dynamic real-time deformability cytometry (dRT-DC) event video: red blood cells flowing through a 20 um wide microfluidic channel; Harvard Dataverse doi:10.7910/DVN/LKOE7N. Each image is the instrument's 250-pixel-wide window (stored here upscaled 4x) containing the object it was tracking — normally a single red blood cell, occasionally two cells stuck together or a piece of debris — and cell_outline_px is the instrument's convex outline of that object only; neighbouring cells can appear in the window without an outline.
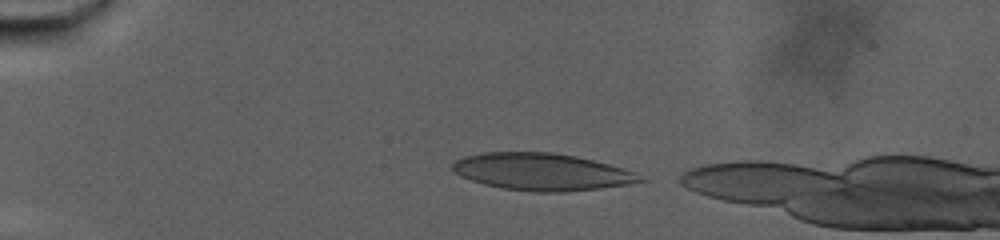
{"species": "human", "species_latin": "Homo sapiens", "temperature_condition": "warm", "stored_images_in_passage": 57, "camera_frame_rate_fps": 3000, "um_per_image_px": 0.085, "donor": {"sex": "male"}, "frame": {"image": 1, "passage_image": 3, "time_ms": 0.667, "image_size_px": [1000, 240], "cell_outline_px": [[648, 180], [628, 184], [600, 188], [564, 192], [536, 192], [504, 188], [484, 184], [460, 176], [452, 168], [452, 164], [456, 160], [464, 156], [484, 152], [548, 152], [576, 156], [624, 168]], "centroid_in_image_um": [46.04, 14.6], "position_along_channel_um": 39.0, "area_um2": 40.29}}
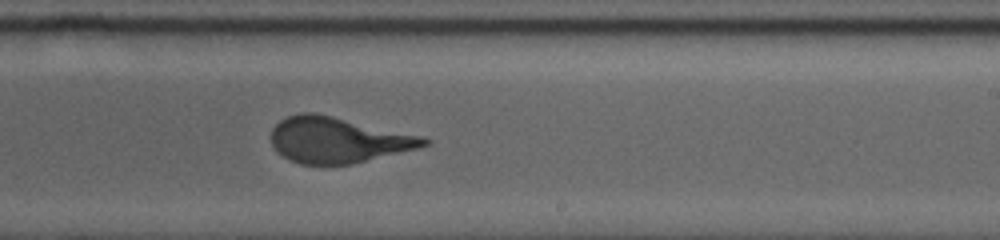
{"frame": {"image": 2, "passage_image": 34, "time_ms": 11.0, "image_size_px": [1000, 240], "cell_outline_px": [[432, 144], [352, 164], [300, 164], [288, 160], [276, 152], [272, 144], [272, 128], [280, 120], [288, 116], [300, 112], [312, 112], [332, 116], [420, 136], [432, 140]], "centroid_in_image_um": [28.67, 11.9], "position_along_channel_um": 260.3, "area_um2": 40.34}}
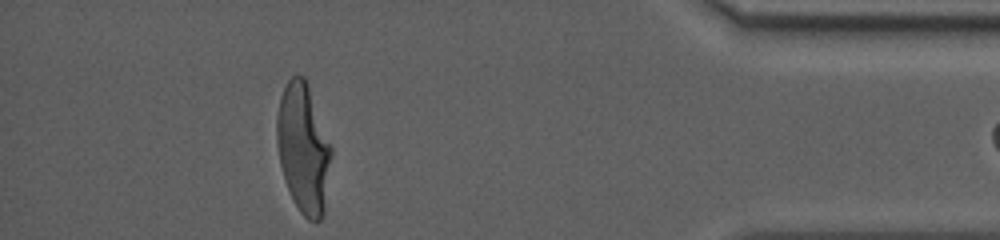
{"frame": {"image": 3, "passage_image": 55, "time_ms": 18.0, "image_size_px": [1000, 240], "cell_outline_px": [[332, 152], [324, 212], [320, 220], [316, 224], [308, 220], [300, 212], [292, 200], [284, 180], [280, 164], [276, 140], [276, 116], [280, 96], [288, 80], [296, 72], [304, 76], [308, 84], [332, 148]], "centroid_in_image_um": [25.77, 12.61], "position_along_channel_um": 409.4, "area_um2": 41.5}}